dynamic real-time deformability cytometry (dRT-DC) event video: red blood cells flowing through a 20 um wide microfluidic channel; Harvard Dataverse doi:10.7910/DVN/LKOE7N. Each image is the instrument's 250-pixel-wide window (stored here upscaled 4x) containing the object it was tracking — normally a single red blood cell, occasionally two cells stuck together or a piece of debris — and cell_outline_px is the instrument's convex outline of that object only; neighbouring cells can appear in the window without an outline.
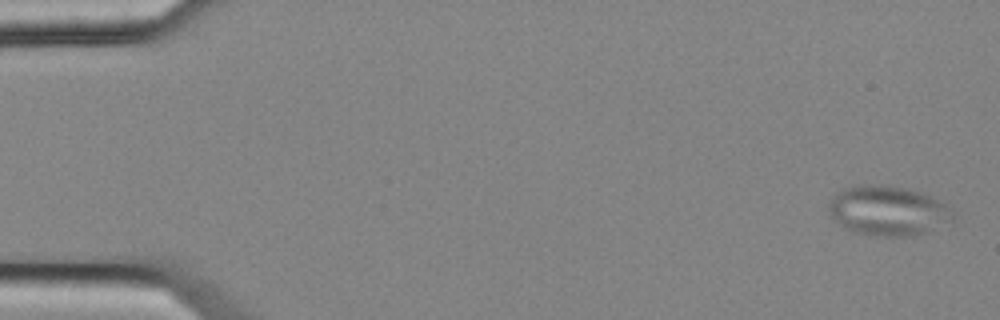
{"species": "common noctule bat (a hibernating species)", "species_latin": "Nyctalus noctula", "temperature_condition": "cold", "stored_images_in_passage": 5, "camera_frame_rate_fps": 3000, "um_per_image_px": 0.085, "animal": {"sex": "female", "body_mass_g": 25.1}, "frame": {"image": 1, "passage_image": 1, "time_ms": 0.0, "image_size_px": [1000, 320], "cell_outline_px": [[956, 216], [952, 220], [924, 232], [912, 236], [876, 236], [852, 232], [844, 228], [832, 216], [828, 208], [836, 192], [844, 188], [856, 184], [880, 184], [908, 188], [920, 192], [944, 204], [956, 212]], "centroid_in_image_um": [75.45, 17.9], "position_along_channel_um": 9.5, "area_um2": 35.89}}